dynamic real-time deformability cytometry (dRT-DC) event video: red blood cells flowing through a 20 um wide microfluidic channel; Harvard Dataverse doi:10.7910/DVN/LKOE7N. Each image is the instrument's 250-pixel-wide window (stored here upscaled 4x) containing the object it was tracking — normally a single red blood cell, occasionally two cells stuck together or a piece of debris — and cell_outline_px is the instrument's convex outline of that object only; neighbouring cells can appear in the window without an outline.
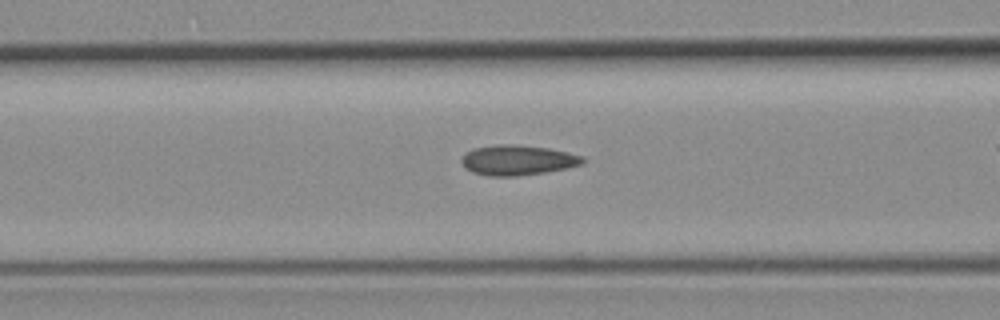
{"species": "common noctule bat (a hibernating species)", "species_latin": "Nyctalus noctula", "temperature_condition": "room temperature", "stored_images_in_passage": 39, "camera_frame_rate_fps": 3000, "um_per_image_px": 0.085, "animal": {"sex": "female", "body_mass_g": 19.3, "forearm_length_mm": 54.1}, "frame": {"image": 1, "passage_image": 19, "time_ms": 6.0, "image_size_px": [1000, 320], "cell_outline_px": [[588, 160], [584, 164], [568, 168], [544, 172], [516, 176], [488, 176], [472, 172], [464, 168], [460, 160], [472, 148], [500, 144], [512, 144], [548, 148], [568, 152], [584, 156]], "centroid_in_image_um": [44.04, 13.61], "position_along_channel_um": 122.6, "area_um2": 21.44}}
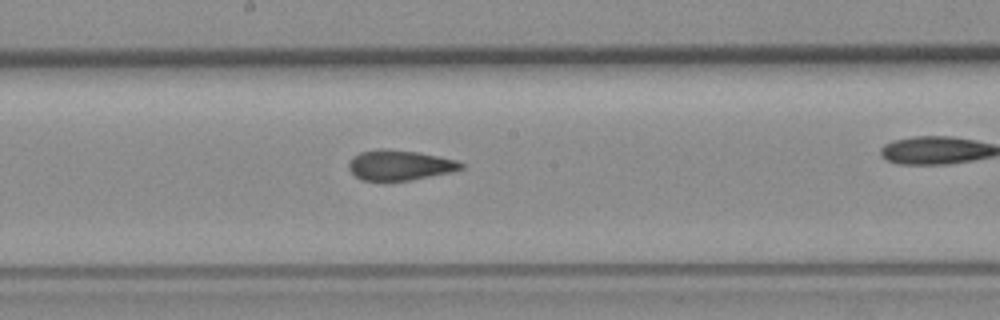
{"frame": {"image": 2, "passage_image": 26, "time_ms": 8.333, "image_size_px": [1000, 320], "cell_outline_px": [[464, 168], [456, 172], [412, 180], [380, 184], [360, 180], [348, 168], [348, 164], [352, 156], [360, 152], [376, 148], [384, 148], [416, 152], [456, 160], [464, 164]], "centroid_in_image_um": [33.94, 14.09], "position_along_channel_um": 214.3, "area_um2": 20.69}}
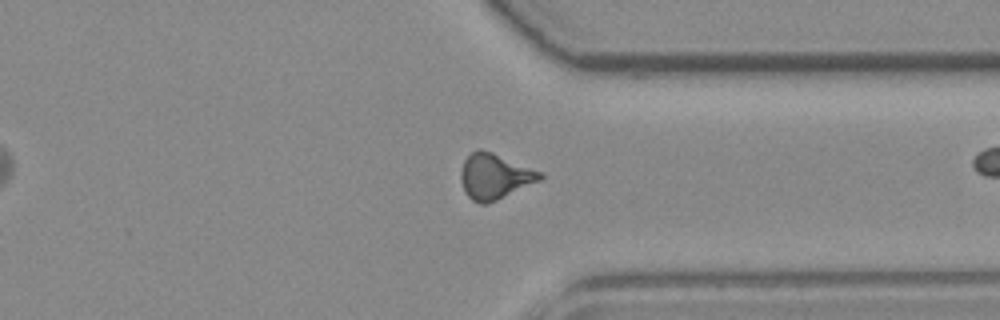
{"frame": {"image": 3, "passage_image": 38, "time_ms": 12.333, "image_size_px": [1000, 320], "cell_outline_px": [[544, 176], [540, 180], [488, 204], [480, 204], [472, 200], [464, 192], [460, 180], [460, 172], [464, 160], [472, 152], [480, 148], [492, 152], [544, 172]], "centroid_in_image_um": [42.04, 14.99], "position_along_channel_um": 369.4, "area_um2": 21.1}}